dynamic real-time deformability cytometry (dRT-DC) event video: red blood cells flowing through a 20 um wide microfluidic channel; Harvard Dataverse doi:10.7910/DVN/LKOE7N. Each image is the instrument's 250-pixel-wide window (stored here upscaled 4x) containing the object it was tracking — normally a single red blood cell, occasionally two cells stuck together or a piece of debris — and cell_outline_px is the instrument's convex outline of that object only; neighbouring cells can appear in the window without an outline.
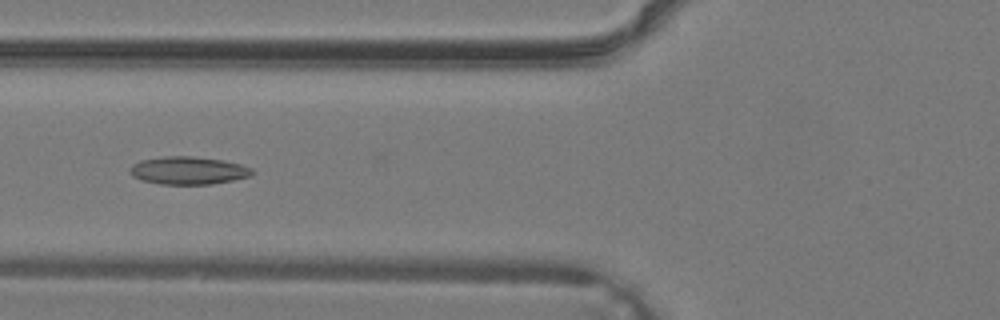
{"species": "common noctule bat (a hibernating species)", "species_latin": "Nyctalus noctula", "temperature_condition": "warm", "stored_images_in_passage": 37, "camera_frame_rate_fps": 3000, "um_per_image_px": 0.085, "animal": {"sex": "male", "body_mass_g": 19.2, "forearm_length_mm": 51.8}, "frame": {"image": 1, "passage_image": 14, "time_ms": 4.333, "image_size_px": [1000, 320], "cell_outline_px": [[256, 172], [252, 176], [212, 184], [160, 184], [144, 180], [132, 176], [128, 172], [128, 168], [132, 164], [140, 160], [164, 156], [192, 156], [224, 160], [240, 164], [252, 168]], "centroid_in_image_um": [16.01, 14.48], "position_along_channel_um": 109.8, "area_um2": 20.0}}
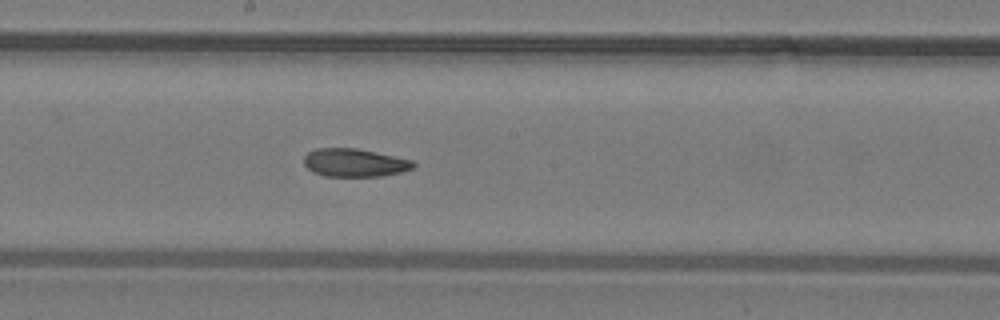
{"frame": {"image": 2, "passage_image": 20, "time_ms": 6.333, "image_size_px": [1000, 320], "cell_outline_px": [[416, 164], [412, 168], [400, 172], [380, 176], [324, 176], [312, 172], [304, 164], [304, 156], [308, 152], [316, 148], [356, 148], [412, 160]], "centroid_in_image_um": [30.1, 13.83], "position_along_channel_um": 218.1, "area_um2": 17.8}}
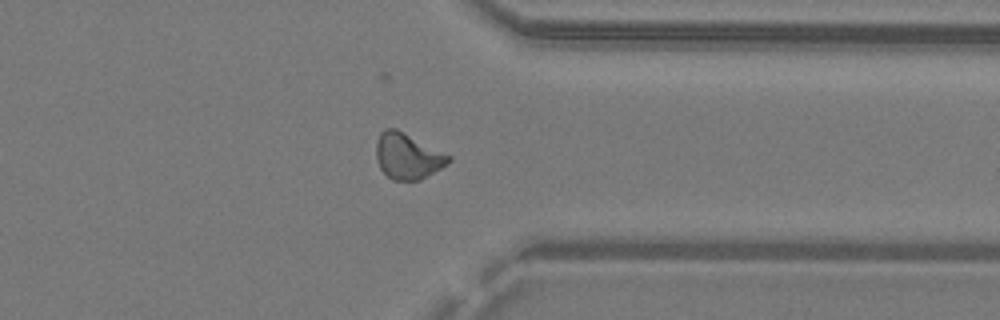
{"frame": {"image": 3, "passage_image": 29, "time_ms": 9.333, "image_size_px": [1000, 320], "cell_outline_px": [[452, 160], [448, 164], [420, 180], [392, 180], [380, 168], [376, 160], [376, 140], [380, 132], [384, 128], [396, 128], [452, 156]], "centroid_in_image_um": [34.64, 13.26], "position_along_channel_um": 376.8, "area_um2": 19.48}}